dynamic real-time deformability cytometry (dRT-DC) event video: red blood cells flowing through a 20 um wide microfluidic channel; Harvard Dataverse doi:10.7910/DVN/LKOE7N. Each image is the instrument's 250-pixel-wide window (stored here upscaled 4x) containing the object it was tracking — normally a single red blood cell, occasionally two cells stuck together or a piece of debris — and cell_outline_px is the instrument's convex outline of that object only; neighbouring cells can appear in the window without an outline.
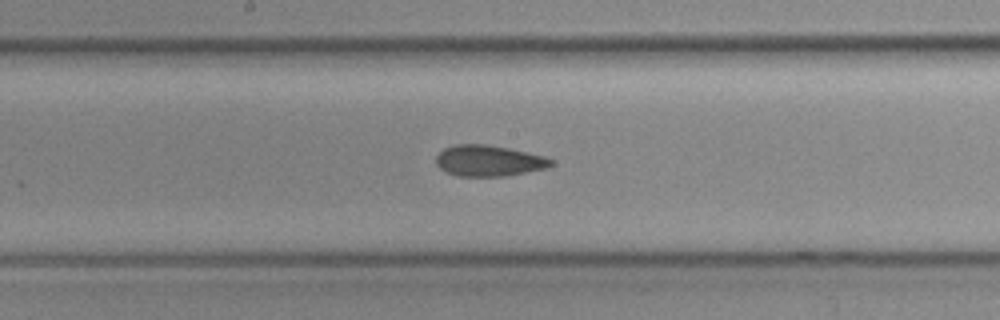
{"species": "common noctule bat (a hibernating species)", "species_latin": "Nyctalus noctula", "temperature_condition": "cold", "stored_images_in_passage": 28, "camera_frame_rate_fps": 3000, "um_per_image_px": 0.085, "animal": {"sex": "female", "body_mass_g": 19.3, "forearm_length_mm": 54.1}, "frame": {"image": 1, "passage_image": 15, "time_ms": 4.667, "image_size_px": [1000, 320], "cell_outline_px": [[556, 160], [548, 168], [504, 176], [456, 176], [444, 172], [436, 164], [436, 156], [444, 148], [456, 144], [484, 144], [508, 148], [544, 156]], "centroid_in_image_um": [41.53, 13.67], "position_along_channel_um": 206.7, "area_um2": 20.87}}
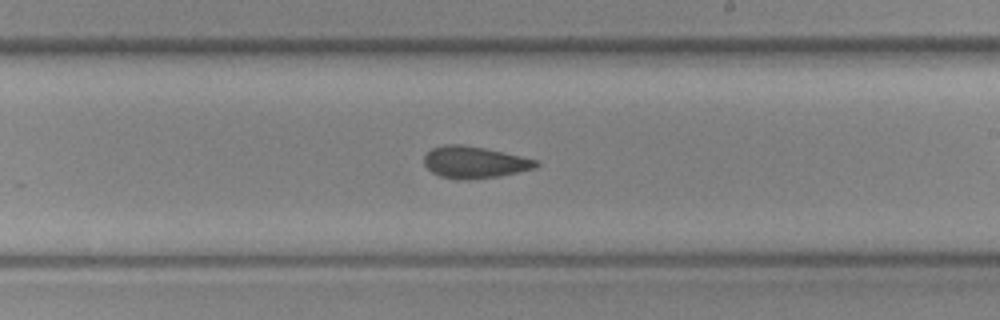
{"frame": {"image": 2, "passage_image": 18, "time_ms": 5.667, "image_size_px": [1000, 320], "cell_outline_px": [[540, 164], [536, 168], [500, 176], [468, 180], [460, 180], [440, 176], [432, 172], [424, 164], [424, 156], [432, 148], [444, 144], [460, 144], [484, 148], [540, 160]], "centroid_in_image_um": [40.35, 13.8], "position_along_channel_um": 248.6, "area_um2": 20.87}}
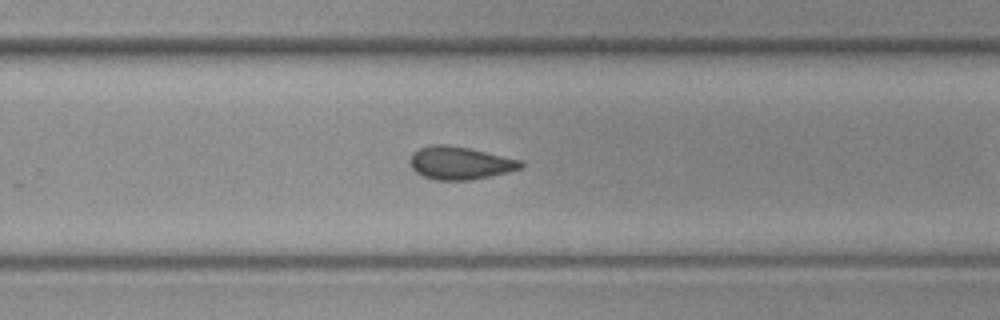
{"frame": {"image": 3, "passage_image": 21, "time_ms": 6.667, "image_size_px": [1000, 320], "cell_outline_px": [[524, 168], [508, 172], [472, 180], [436, 180], [424, 176], [416, 172], [412, 168], [408, 160], [412, 152], [420, 148], [432, 144], [444, 144], [468, 148], [520, 160], [524, 164]], "centroid_in_image_um": [39.08, 13.86], "position_along_channel_um": 290.7, "area_um2": 21.21}}